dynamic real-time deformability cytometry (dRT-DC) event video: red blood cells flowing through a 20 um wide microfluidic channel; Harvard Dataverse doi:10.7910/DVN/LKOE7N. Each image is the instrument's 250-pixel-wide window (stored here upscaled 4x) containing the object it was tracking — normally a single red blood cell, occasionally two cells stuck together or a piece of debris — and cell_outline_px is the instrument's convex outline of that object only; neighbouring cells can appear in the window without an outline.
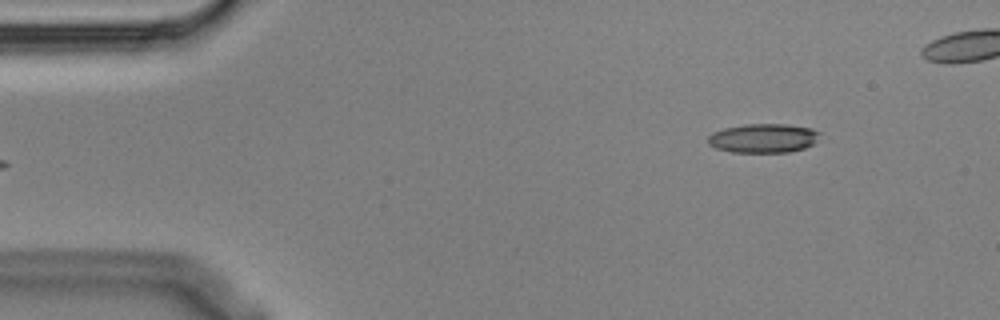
{"species": "Egyptian fruit bat (a non-hibernating species)", "species_latin": "Rousettus aegyptiacus", "temperature_condition": "cold", "stored_images_in_passage": 5, "camera_frame_rate_fps": 3000, "um_per_image_px": 0.085, "animal": {"sex": "male"}, "frame": {"image": 1, "passage_image": 5, "time_ms": 1.333, "image_size_px": [1000, 320], "cell_outline_px": [[820, 132], [816, 140], [812, 144], [804, 148], [788, 152], [732, 152], [716, 148], [708, 144], [708, 136], [712, 132], [724, 128], [744, 124], [788, 124], [812, 128]], "centroid_in_image_um": [64.86, 11.74], "position_along_channel_um": 20.1, "area_um2": 18.96}}